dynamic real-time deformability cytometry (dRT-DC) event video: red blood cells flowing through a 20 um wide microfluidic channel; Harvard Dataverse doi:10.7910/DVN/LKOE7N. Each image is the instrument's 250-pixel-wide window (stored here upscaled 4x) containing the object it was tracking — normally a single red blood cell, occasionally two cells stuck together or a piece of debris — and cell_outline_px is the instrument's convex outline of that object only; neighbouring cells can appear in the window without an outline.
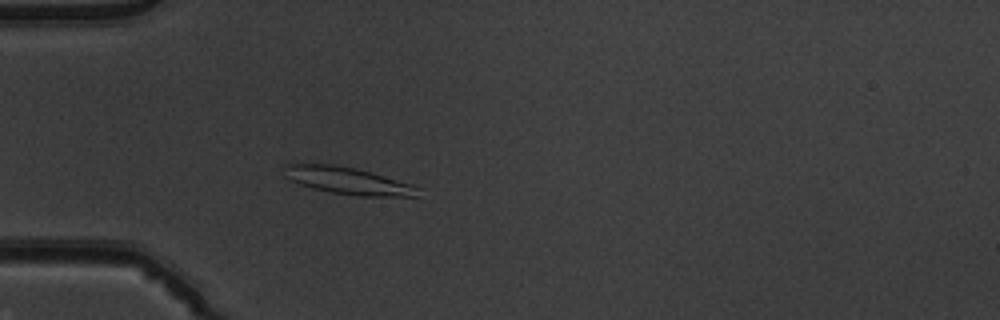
{"species": "common noctule bat (a hibernating species)", "species_latin": "Nyctalus noctula", "temperature_condition": "warm", "stored_images_in_passage": 45, "camera_frame_rate_fps": 3000, "um_per_image_px": 0.085, "animal": {"sex": "male", "body_mass_g": 19.5, "forearm_length_mm": 54.6}, "frame": {"image": 1, "passage_image": 8, "time_ms": 2.333, "image_size_px": [1000, 320], "cell_outline_px": [[420, 196], [356, 196], [332, 192], [312, 188], [300, 184], [284, 176], [284, 164], [332, 164], [356, 168], [372, 172], [412, 184], [420, 188]], "centroid_in_image_um": [29.6, 15.36], "position_along_channel_um": 55.4, "area_um2": 21.15}}
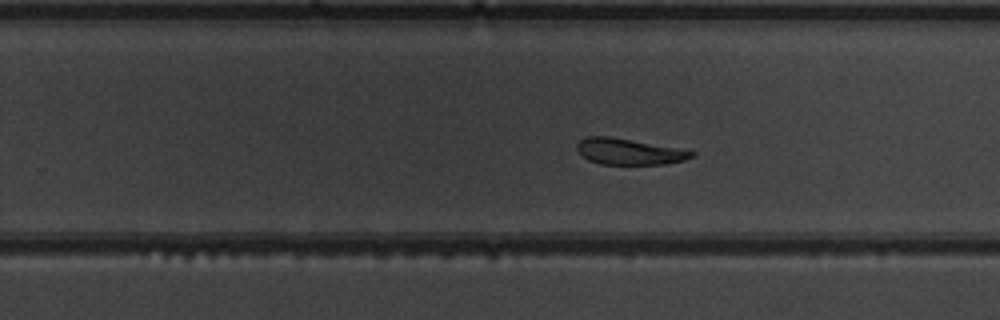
{"frame": {"image": 2, "passage_image": 26, "time_ms": 8.333, "image_size_px": [1000, 320], "cell_outline_px": [[696, 156], [684, 160], [664, 164], [600, 164], [588, 160], [576, 148], [576, 144], [580, 140], [588, 136], [608, 136], [688, 148], [696, 152]], "centroid_in_image_um": [53.57, 12.87], "position_along_channel_um": 276.2, "area_um2": 17.86}}
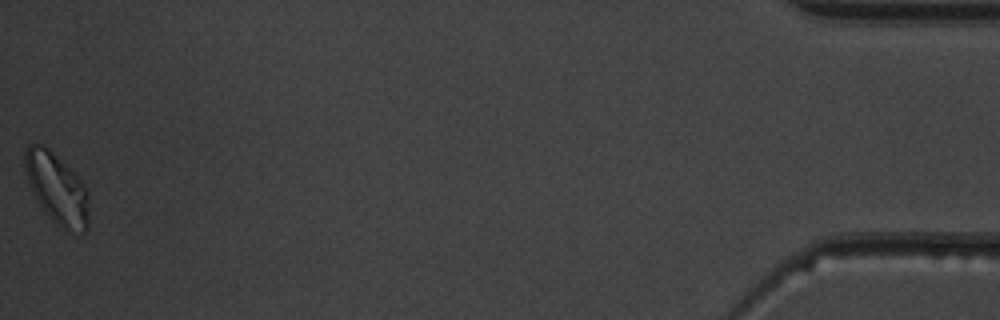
{"frame": {"image": 3, "passage_image": 45, "time_ms": 14.667, "image_size_px": [1000, 320], "cell_outline_px": [[88, 228], [84, 232], [64, 232], [44, 212], [32, 192], [24, 168], [24, 152], [28, 144], [40, 144], [48, 148], [76, 172], [88, 188]], "centroid_in_image_um": [4.86, 16.04], "position_along_channel_um": 430.3, "area_um2": 26.99}, "authors_computed_cell_mechanics": {"area_um2": 19.1896, "velocity_mm_per_s": 3.8541, "shape_relaxation_time_tau1_ms": 3.389, "shape_relaxation_time_tau2_ms": 7.5601, "deformation_change_tau1": 0.0939, "deformation_change_tau2": 0.161}}